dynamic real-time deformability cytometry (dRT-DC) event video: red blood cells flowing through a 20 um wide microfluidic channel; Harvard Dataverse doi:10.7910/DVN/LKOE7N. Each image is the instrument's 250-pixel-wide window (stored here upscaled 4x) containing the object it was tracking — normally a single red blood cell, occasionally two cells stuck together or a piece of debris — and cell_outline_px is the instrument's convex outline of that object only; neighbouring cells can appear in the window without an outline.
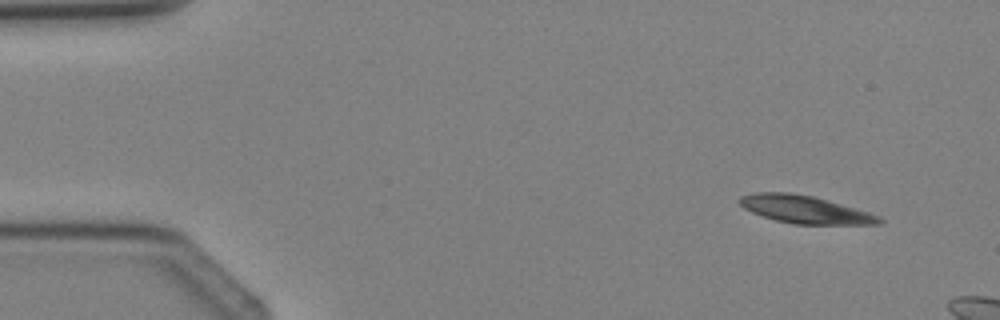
{"species": "Egyptian fruit bat (a non-hibernating species)", "species_latin": "Rousettus aegyptiacus", "temperature_condition": "cold", "stored_images_in_passage": 3, "camera_frame_rate_fps": 3000, "um_per_image_px": 0.085, "animal": {"sex": "female"}, "frame": {"image": 1, "passage_image": 1, "time_ms": 0.0, "image_size_px": [1000, 320], "cell_outline_px": [[884, 220], [880, 224], [792, 224], [776, 220], [752, 212], [744, 208], [736, 200], [740, 196], [752, 192], [788, 192], [812, 196], [868, 212], [880, 216]], "centroid_in_image_um": [68.37, 17.8], "position_along_channel_um": 16.6, "area_um2": 22.37}}
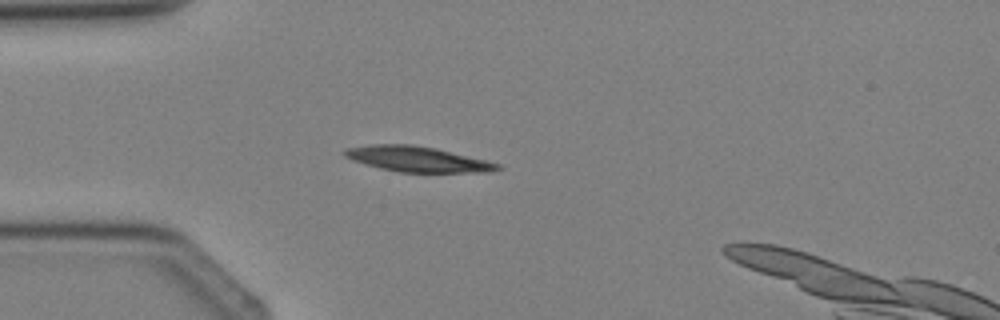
{"frame": {"image": 2, "passage_image": 3, "time_ms": 2.333, "image_size_px": [1000, 320], "cell_outline_px": [[504, 168], [492, 172], [400, 172], [380, 168], [364, 164], [352, 160], [344, 156], [340, 152], [344, 148], [368, 144], [412, 144], [436, 148], [500, 164]], "centroid_in_image_um": [35.42, 13.51], "position_along_channel_um": 49.6, "area_um2": 22.77}}